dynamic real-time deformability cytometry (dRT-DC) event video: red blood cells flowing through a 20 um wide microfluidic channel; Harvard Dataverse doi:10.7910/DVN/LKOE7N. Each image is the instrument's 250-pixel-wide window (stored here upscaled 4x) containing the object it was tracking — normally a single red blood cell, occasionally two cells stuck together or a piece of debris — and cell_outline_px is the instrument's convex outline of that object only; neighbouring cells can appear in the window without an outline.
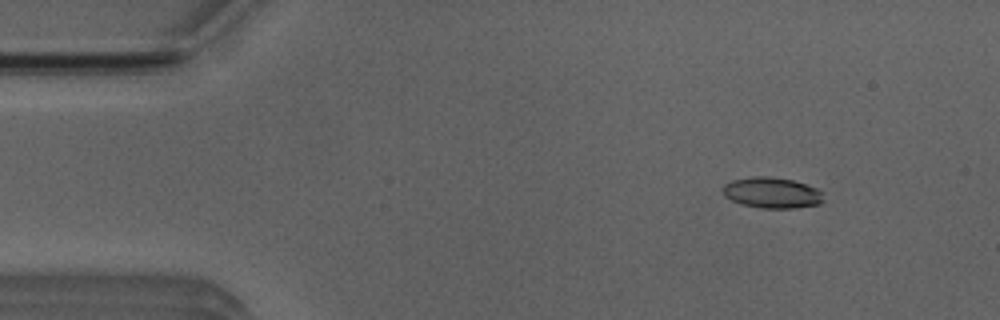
{"species": "Egyptian fruit bat (a non-hibernating species)", "species_latin": "Rousettus aegyptiacus", "temperature_condition": "room temperature", "stored_images_in_passage": 5, "camera_frame_rate_fps": 3000, "um_per_image_px": 0.085, "animal": {"sex": "male"}, "frame": {"image": 1, "passage_image": 2, "time_ms": 1.333, "image_size_px": [1000, 320], "cell_outline_px": [[824, 200], [820, 204], [792, 208], [760, 208], [744, 204], [732, 200], [724, 196], [720, 188], [724, 184], [732, 180], [752, 176], [768, 176], [792, 180], [816, 188], [824, 192]], "centroid_in_image_um": [65.61, 16.38], "position_along_channel_um": 19.4, "area_um2": 18.21}}
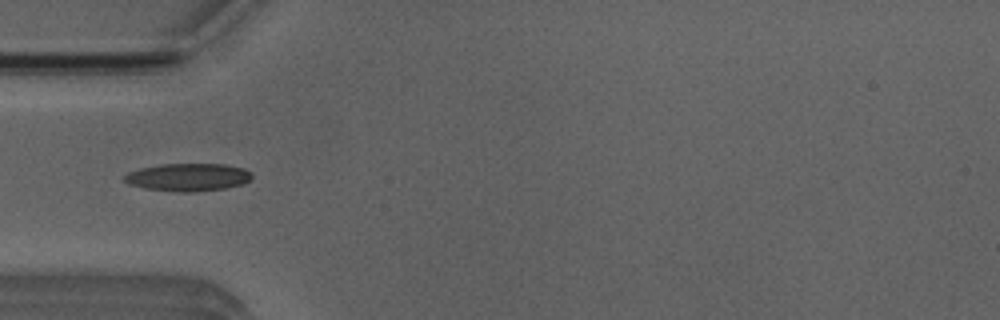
{"frame": {"image": 2, "passage_image": 5, "time_ms": 4.667, "image_size_px": [1000, 320], "cell_outline_px": [[252, 180], [244, 184], [224, 188], [196, 192], [176, 192], [144, 188], [128, 184], [124, 180], [124, 176], [128, 172], [140, 168], [160, 164], [224, 164], [244, 168], [252, 172]], "centroid_in_image_um": [16.01, 15.06], "position_along_channel_um": 69.0, "area_um2": 20.87}}